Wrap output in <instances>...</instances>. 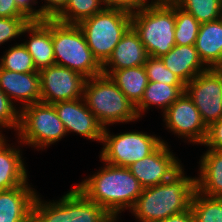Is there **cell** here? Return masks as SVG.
<instances>
[{"mask_svg": "<svg viewBox=\"0 0 222 222\" xmlns=\"http://www.w3.org/2000/svg\"><path fill=\"white\" fill-rule=\"evenodd\" d=\"M131 27L148 56L160 58L166 55L175 46V3L152 0L131 14Z\"/></svg>", "mask_w": 222, "mask_h": 222, "instance_id": "cell-3", "label": "cell"}, {"mask_svg": "<svg viewBox=\"0 0 222 222\" xmlns=\"http://www.w3.org/2000/svg\"><path fill=\"white\" fill-rule=\"evenodd\" d=\"M200 23L175 4V45H195Z\"/></svg>", "mask_w": 222, "mask_h": 222, "instance_id": "cell-28", "label": "cell"}, {"mask_svg": "<svg viewBox=\"0 0 222 222\" xmlns=\"http://www.w3.org/2000/svg\"><path fill=\"white\" fill-rule=\"evenodd\" d=\"M196 190L195 178L181 170L171 180L143 188L130 212L140 222H158L190 208Z\"/></svg>", "mask_w": 222, "mask_h": 222, "instance_id": "cell-2", "label": "cell"}, {"mask_svg": "<svg viewBox=\"0 0 222 222\" xmlns=\"http://www.w3.org/2000/svg\"><path fill=\"white\" fill-rule=\"evenodd\" d=\"M36 0H15L17 9L29 20V21H43L46 18L41 14L40 9H33L32 5L36 4Z\"/></svg>", "mask_w": 222, "mask_h": 222, "instance_id": "cell-35", "label": "cell"}, {"mask_svg": "<svg viewBox=\"0 0 222 222\" xmlns=\"http://www.w3.org/2000/svg\"><path fill=\"white\" fill-rule=\"evenodd\" d=\"M202 145L209 146L208 149L222 151V118L208 126L206 139Z\"/></svg>", "mask_w": 222, "mask_h": 222, "instance_id": "cell-33", "label": "cell"}, {"mask_svg": "<svg viewBox=\"0 0 222 222\" xmlns=\"http://www.w3.org/2000/svg\"><path fill=\"white\" fill-rule=\"evenodd\" d=\"M167 146L163 142L153 153L128 167L143 188L167 182L183 170L179 159Z\"/></svg>", "mask_w": 222, "mask_h": 222, "instance_id": "cell-13", "label": "cell"}, {"mask_svg": "<svg viewBox=\"0 0 222 222\" xmlns=\"http://www.w3.org/2000/svg\"><path fill=\"white\" fill-rule=\"evenodd\" d=\"M190 208L194 222H222V198L208 197L195 190Z\"/></svg>", "mask_w": 222, "mask_h": 222, "instance_id": "cell-25", "label": "cell"}, {"mask_svg": "<svg viewBox=\"0 0 222 222\" xmlns=\"http://www.w3.org/2000/svg\"><path fill=\"white\" fill-rule=\"evenodd\" d=\"M102 74L109 76L135 107L140 103L149 82L144 65L122 70H102Z\"/></svg>", "mask_w": 222, "mask_h": 222, "instance_id": "cell-23", "label": "cell"}, {"mask_svg": "<svg viewBox=\"0 0 222 222\" xmlns=\"http://www.w3.org/2000/svg\"><path fill=\"white\" fill-rule=\"evenodd\" d=\"M98 63L103 66L131 27V13L105 8L77 24Z\"/></svg>", "mask_w": 222, "mask_h": 222, "instance_id": "cell-7", "label": "cell"}, {"mask_svg": "<svg viewBox=\"0 0 222 222\" xmlns=\"http://www.w3.org/2000/svg\"><path fill=\"white\" fill-rule=\"evenodd\" d=\"M103 0H68L65 8L54 18L65 24H78L104 8Z\"/></svg>", "mask_w": 222, "mask_h": 222, "instance_id": "cell-26", "label": "cell"}, {"mask_svg": "<svg viewBox=\"0 0 222 222\" xmlns=\"http://www.w3.org/2000/svg\"><path fill=\"white\" fill-rule=\"evenodd\" d=\"M0 59L1 69L18 73L39 72L23 43L10 47Z\"/></svg>", "mask_w": 222, "mask_h": 222, "instance_id": "cell-29", "label": "cell"}, {"mask_svg": "<svg viewBox=\"0 0 222 222\" xmlns=\"http://www.w3.org/2000/svg\"><path fill=\"white\" fill-rule=\"evenodd\" d=\"M185 93L207 126L222 118V73L217 68L198 74L185 85Z\"/></svg>", "mask_w": 222, "mask_h": 222, "instance_id": "cell-10", "label": "cell"}, {"mask_svg": "<svg viewBox=\"0 0 222 222\" xmlns=\"http://www.w3.org/2000/svg\"><path fill=\"white\" fill-rule=\"evenodd\" d=\"M67 134L53 104L37 102L20 109L18 138L20 144L38 147L53 144Z\"/></svg>", "mask_w": 222, "mask_h": 222, "instance_id": "cell-8", "label": "cell"}, {"mask_svg": "<svg viewBox=\"0 0 222 222\" xmlns=\"http://www.w3.org/2000/svg\"><path fill=\"white\" fill-rule=\"evenodd\" d=\"M147 57L148 54L138 34L130 27L115 46L112 55L102 66V70H122L143 66Z\"/></svg>", "mask_w": 222, "mask_h": 222, "instance_id": "cell-18", "label": "cell"}, {"mask_svg": "<svg viewBox=\"0 0 222 222\" xmlns=\"http://www.w3.org/2000/svg\"><path fill=\"white\" fill-rule=\"evenodd\" d=\"M36 193L28 183L1 190L0 222H32V206Z\"/></svg>", "mask_w": 222, "mask_h": 222, "instance_id": "cell-17", "label": "cell"}, {"mask_svg": "<svg viewBox=\"0 0 222 222\" xmlns=\"http://www.w3.org/2000/svg\"><path fill=\"white\" fill-rule=\"evenodd\" d=\"M158 222H194V216L191 208H189L185 211L173 214Z\"/></svg>", "mask_w": 222, "mask_h": 222, "instance_id": "cell-38", "label": "cell"}, {"mask_svg": "<svg viewBox=\"0 0 222 222\" xmlns=\"http://www.w3.org/2000/svg\"><path fill=\"white\" fill-rule=\"evenodd\" d=\"M102 206L90 201L73 187L56 202H44L36 196L32 206V222H116Z\"/></svg>", "mask_w": 222, "mask_h": 222, "instance_id": "cell-5", "label": "cell"}, {"mask_svg": "<svg viewBox=\"0 0 222 222\" xmlns=\"http://www.w3.org/2000/svg\"><path fill=\"white\" fill-rule=\"evenodd\" d=\"M200 60L207 68H218L222 64V20L203 23L195 43Z\"/></svg>", "mask_w": 222, "mask_h": 222, "instance_id": "cell-20", "label": "cell"}, {"mask_svg": "<svg viewBox=\"0 0 222 222\" xmlns=\"http://www.w3.org/2000/svg\"><path fill=\"white\" fill-rule=\"evenodd\" d=\"M164 140L143 132H125L110 135L107 127L103 130L104 147L100 159L113 166L129 167L153 153Z\"/></svg>", "mask_w": 222, "mask_h": 222, "instance_id": "cell-9", "label": "cell"}, {"mask_svg": "<svg viewBox=\"0 0 222 222\" xmlns=\"http://www.w3.org/2000/svg\"><path fill=\"white\" fill-rule=\"evenodd\" d=\"M83 98L98 122L106 125L138 120L136 107L109 76L86 78Z\"/></svg>", "mask_w": 222, "mask_h": 222, "instance_id": "cell-4", "label": "cell"}, {"mask_svg": "<svg viewBox=\"0 0 222 222\" xmlns=\"http://www.w3.org/2000/svg\"><path fill=\"white\" fill-rule=\"evenodd\" d=\"M104 163L99 172L77 184L76 188L117 220L121 211L133 208L143 187L127 167Z\"/></svg>", "mask_w": 222, "mask_h": 222, "instance_id": "cell-1", "label": "cell"}, {"mask_svg": "<svg viewBox=\"0 0 222 222\" xmlns=\"http://www.w3.org/2000/svg\"><path fill=\"white\" fill-rule=\"evenodd\" d=\"M155 1H172V0H155Z\"/></svg>", "mask_w": 222, "mask_h": 222, "instance_id": "cell-40", "label": "cell"}, {"mask_svg": "<svg viewBox=\"0 0 222 222\" xmlns=\"http://www.w3.org/2000/svg\"><path fill=\"white\" fill-rule=\"evenodd\" d=\"M160 59L185 85L208 69L200 60L195 45H175Z\"/></svg>", "mask_w": 222, "mask_h": 222, "instance_id": "cell-19", "label": "cell"}, {"mask_svg": "<svg viewBox=\"0 0 222 222\" xmlns=\"http://www.w3.org/2000/svg\"><path fill=\"white\" fill-rule=\"evenodd\" d=\"M47 4L40 8L46 19H54L67 5L68 0H44Z\"/></svg>", "mask_w": 222, "mask_h": 222, "instance_id": "cell-36", "label": "cell"}, {"mask_svg": "<svg viewBox=\"0 0 222 222\" xmlns=\"http://www.w3.org/2000/svg\"><path fill=\"white\" fill-rule=\"evenodd\" d=\"M30 40L23 42L27 51L32 56L37 71L55 65L52 42V19L43 21H30L24 28Z\"/></svg>", "mask_w": 222, "mask_h": 222, "instance_id": "cell-16", "label": "cell"}, {"mask_svg": "<svg viewBox=\"0 0 222 222\" xmlns=\"http://www.w3.org/2000/svg\"><path fill=\"white\" fill-rule=\"evenodd\" d=\"M41 102L54 104L83 97L86 77L77 71L58 65L39 71Z\"/></svg>", "mask_w": 222, "mask_h": 222, "instance_id": "cell-11", "label": "cell"}, {"mask_svg": "<svg viewBox=\"0 0 222 222\" xmlns=\"http://www.w3.org/2000/svg\"><path fill=\"white\" fill-rule=\"evenodd\" d=\"M29 22L26 17H0V45L24 34V28Z\"/></svg>", "mask_w": 222, "mask_h": 222, "instance_id": "cell-32", "label": "cell"}, {"mask_svg": "<svg viewBox=\"0 0 222 222\" xmlns=\"http://www.w3.org/2000/svg\"><path fill=\"white\" fill-rule=\"evenodd\" d=\"M105 8L120 9L128 13L141 10L148 3V0H103Z\"/></svg>", "mask_w": 222, "mask_h": 222, "instance_id": "cell-34", "label": "cell"}, {"mask_svg": "<svg viewBox=\"0 0 222 222\" xmlns=\"http://www.w3.org/2000/svg\"><path fill=\"white\" fill-rule=\"evenodd\" d=\"M144 68L148 81L161 82L168 85H185L164 65L160 58L148 56Z\"/></svg>", "mask_w": 222, "mask_h": 222, "instance_id": "cell-30", "label": "cell"}, {"mask_svg": "<svg viewBox=\"0 0 222 222\" xmlns=\"http://www.w3.org/2000/svg\"><path fill=\"white\" fill-rule=\"evenodd\" d=\"M184 92L185 85H168L166 83L149 81L142 100L136 106L138 117L142 118L141 113L148 110L151 105L159 106V108L161 107V110L164 112Z\"/></svg>", "mask_w": 222, "mask_h": 222, "instance_id": "cell-24", "label": "cell"}, {"mask_svg": "<svg viewBox=\"0 0 222 222\" xmlns=\"http://www.w3.org/2000/svg\"><path fill=\"white\" fill-rule=\"evenodd\" d=\"M201 156L196 190L208 197L222 198V151L208 149Z\"/></svg>", "mask_w": 222, "mask_h": 222, "instance_id": "cell-21", "label": "cell"}, {"mask_svg": "<svg viewBox=\"0 0 222 222\" xmlns=\"http://www.w3.org/2000/svg\"><path fill=\"white\" fill-rule=\"evenodd\" d=\"M0 89L22 108L41 101L39 72L18 73L0 68Z\"/></svg>", "mask_w": 222, "mask_h": 222, "instance_id": "cell-15", "label": "cell"}, {"mask_svg": "<svg viewBox=\"0 0 222 222\" xmlns=\"http://www.w3.org/2000/svg\"><path fill=\"white\" fill-rule=\"evenodd\" d=\"M9 146L3 135L0 139V191L28 183L27 170L20 150Z\"/></svg>", "mask_w": 222, "mask_h": 222, "instance_id": "cell-22", "label": "cell"}, {"mask_svg": "<svg viewBox=\"0 0 222 222\" xmlns=\"http://www.w3.org/2000/svg\"><path fill=\"white\" fill-rule=\"evenodd\" d=\"M178 7L194 16L200 24L220 19L222 0H172Z\"/></svg>", "mask_w": 222, "mask_h": 222, "instance_id": "cell-27", "label": "cell"}, {"mask_svg": "<svg viewBox=\"0 0 222 222\" xmlns=\"http://www.w3.org/2000/svg\"><path fill=\"white\" fill-rule=\"evenodd\" d=\"M66 132H75L89 140L102 142L104 127L88 109L84 98L53 104Z\"/></svg>", "mask_w": 222, "mask_h": 222, "instance_id": "cell-14", "label": "cell"}, {"mask_svg": "<svg viewBox=\"0 0 222 222\" xmlns=\"http://www.w3.org/2000/svg\"><path fill=\"white\" fill-rule=\"evenodd\" d=\"M0 17H25L18 9L15 0H0Z\"/></svg>", "mask_w": 222, "mask_h": 222, "instance_id": "cell-37", "label": "cell"}, {"mask_svg": "<svg viewBox=\"0 0 222 222\" xmlns=\"http://www.w3.org/2000/svg\"><path fill=\"white\" fill-rule=\"evenodd\" d=\"M52 42L55 65L77 71L86 78L102 74V66L93 56L77 24L52 19Z\"/></svg>", "mask_w": 222, "mask_h": 222, "instance_id": "cell-6", "label": "cell"}, {"mask_svg": "<svg viewBox=\"0 0 222 222\" xmlns=\"http://www.w3.org/2000/svg\"><path fill=\"white\" fill-rule=\"evenodd\" d=\"M217 69L222 73V64Z\"/></svg>", "mask_w": 222, "mask_h": 222, "instance_id": "cell-39", "label": "cell"}, {"mask_svg": "<svg viewBox=\"0 0 222 222\" xmlns=\"http://www.w3.org/2000/svg\"><path fill=\"white\" fill-rule=\"evenodd\" d=\"M167 129L188 138V142L203 144L208 126L189 96L184 92L170 107L163 112Z\"/></svg>", "mask_w": 222, "mask_h": 222, "instance_id": "cell-12", "label": "cell"}, {"mask_svg": "<svg viewBox=\"0 0 222 222\" xmlns=\"http://www.w3.org/2000/svg\"><path fill=\"white\" fill-rule=\"evenodd\" d=\"M11 99L0 89V128H13L18 131L20 124V110Z\"/></svg>", "mask_w": 222, "mask_h": 222, "instance_id": "cell-31", "label": "cell"}]
</instances>
